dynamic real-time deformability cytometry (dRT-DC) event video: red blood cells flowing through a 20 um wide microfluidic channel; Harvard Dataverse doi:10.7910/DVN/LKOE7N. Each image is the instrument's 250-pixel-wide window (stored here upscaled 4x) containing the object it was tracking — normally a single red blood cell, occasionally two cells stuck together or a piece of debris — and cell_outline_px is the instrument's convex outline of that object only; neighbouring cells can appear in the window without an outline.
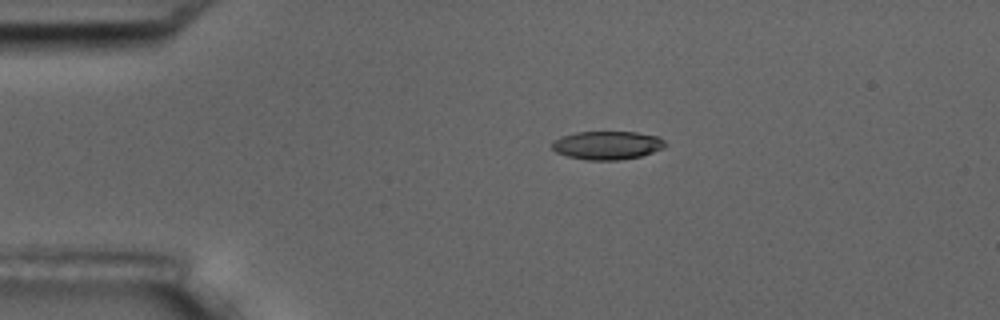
{"species": "common noctule bat (a hibernating species)", "species_latin": "Nyctalus noctula", "temperature_condition": "room temperature", "stored_images_in_passage": 8, "camera_frame_rate_fps": 3000, "um_per_image_px": 0.085, "animal": {"sex": "male", "body_mass_g": 17.5, "forearm_length_mm": 52.3}, "frame": {"image": 1, "passage_image": 3, "time_ms": 3.333, "image_size_px": [1000, 320], "cell_outline_px": [[668, 144], [664, 148], [640, 156], [620, 160], [588, 160], [568, 156], [556, 152], [552, 148], [552, 140], [560, 136], [576, 132], [636, 132], [660, 136]], "centroid_in_image_um": [51.63, 12.34], "position_along_channel_um": 33.4, "area_um2": 18.9}}
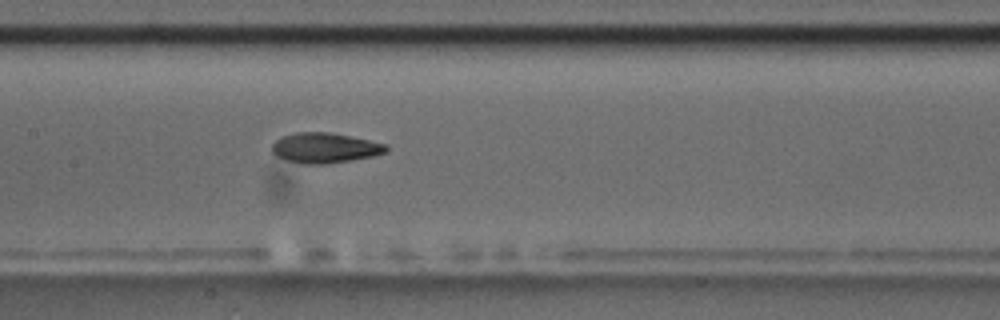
{"frame": {"image": 2, "passage_image": 8, "time_ms": 8.667, "image_size_px": [1000, 320], "cell_outline_px": [[388, 148], [384, 152], [372, 156], [324, 164], [304, 164], [284, 160], [276, 156], [272, 152], [272, 144], [280, 136], [296, 132], [332, 132], [388, 144]], "centroid_in_image_um": [27.56, 12.56], "position_along_channel_um": 179.8, "area_um2": 20.11}}